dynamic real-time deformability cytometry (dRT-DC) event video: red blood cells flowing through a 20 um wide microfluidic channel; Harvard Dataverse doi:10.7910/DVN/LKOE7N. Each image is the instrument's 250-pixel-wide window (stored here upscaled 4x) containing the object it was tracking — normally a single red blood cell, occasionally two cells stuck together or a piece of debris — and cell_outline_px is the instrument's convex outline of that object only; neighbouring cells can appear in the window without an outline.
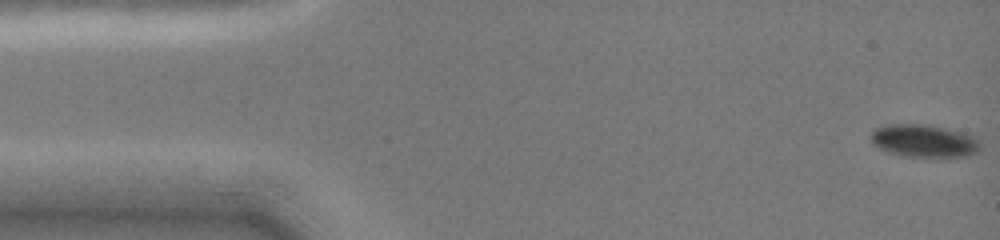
{"species": "common noctule bat (a hibernating species)", "species_latin": "Nyctalus noctula", "temperature_condition": "cold", "stored_images_in_passage": 39, "camera_frame_rate_fps": 3000, "um_per_image_px": 0.085, "animal": {"sex": "female", "body_mass_g": 19.0, "forearm_length_mm": 51.5}, "frame": {"image": 1, "passage_image": 1, "time_ms": 0.0, "image_size_px": [1000, 240], "cell_outline_px": [[980, 148], [976, 152], [968, 156], [908, 156], [888, 152], [880, 148], [872, 140], [872, 132], [876, 128], [888, 124], [928, 124], [960, 132], [972, 136], [980, 140]], "centroid_in_image_um": [78.56, 11.96], "position_along_channel_um": 6.4, "area_um2": 20.4}}
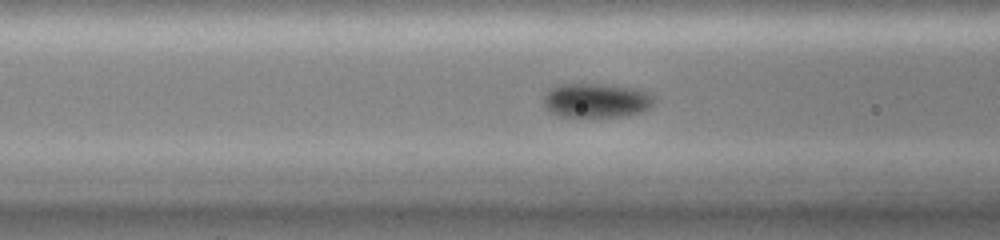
{"frame": {"image": 2, "passage_image": 22, "time_ms": 5.667, "image_size_px": [1000, 240], "cell_outline_px": [[656, 100], [648, 108], [640, 112], [628, 116], [588, 120], [556, 116], [548, 112], [544, 104], [544, 96], [556, 84], [604, 84], [640, 88], [656, 96]], "centroid_in_image_um": [50.7, 8.59], "position_along_channel_um": 115.9, "area_um2": 23.41}}
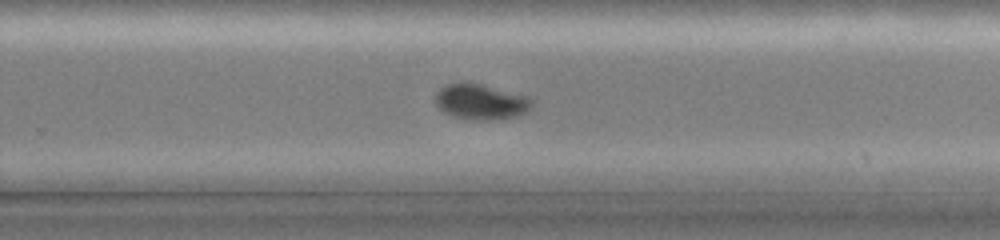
{"frame": {"image": 3, "passage_image": 38, "time_ms": 10.0, "image_size_px": [1000, 240], "cell_outline_px": [[532, 108], [528, 112], [516, 116], [492, 120], [464, 120], [452, 116], [444, 112], [436, 104], [436, 92], [440, 88], [448, 84], [480, 84], [528, 96], [532, 100]], "centroid_in_image_um": [40.89, 8.69], "position_along_channel_um": 288.9, "area_um2": 19.83}}